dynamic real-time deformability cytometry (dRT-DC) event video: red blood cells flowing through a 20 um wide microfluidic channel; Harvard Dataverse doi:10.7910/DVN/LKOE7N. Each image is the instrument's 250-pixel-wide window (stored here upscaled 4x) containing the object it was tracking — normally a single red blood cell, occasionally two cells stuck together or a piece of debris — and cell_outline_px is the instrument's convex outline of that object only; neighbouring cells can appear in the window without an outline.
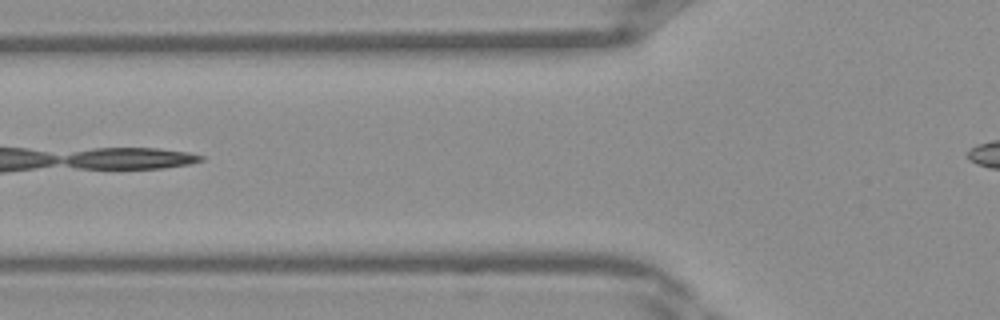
{"species": "Egyptian fruit bat (a non-hibernating species)", "species_latin": "Rousettus aegyptiacus", "temperature_condition": "warm", "stored_images_in_passage": 25, "camera_frame_rate_fps": 3000, "um_per_image_px": 0.085, "frame": {"image": 1, "passage_image": 4, "time_ms": 1.0, "image_size_px": [1000, 320], "cell_outline_px": [[196, 156], [192, 160], [176, 164], [144, 168], [96, 168], [76, 164], [68, 160], [88, 152], [112, 148], [140, 148], [172, 152]], "centroid_in_image_um": [11.05, 13.47], "position_along_channel_um": 114.8, "area_um2": 13.41}}
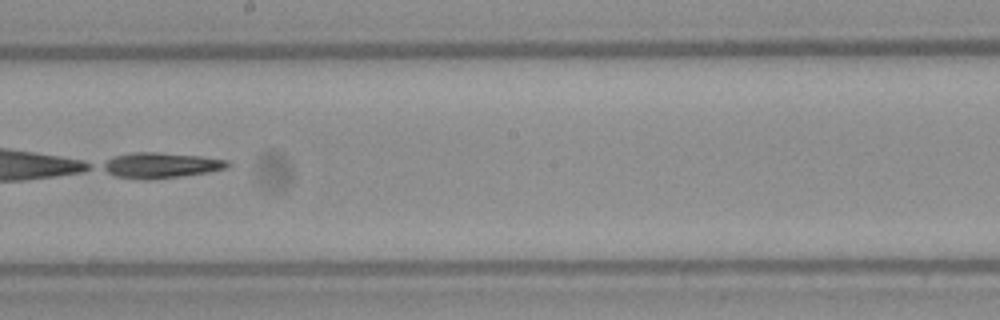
{"frame": {"image": 2, "passage_image": 11, "time_ms": 3.333, "image_size_px": [1000, 320], "cell_outline_px": [[220, 164], [212, 168], [192, 172], [160, 176], [140, 176], [120, 172], [112, 168], [132, 156], [168, 156], [212, 160]], "centroid_in_image_um": [13.84, 14.07], "position_along_channel_um": 234.4, "area_um2": 11.21}}